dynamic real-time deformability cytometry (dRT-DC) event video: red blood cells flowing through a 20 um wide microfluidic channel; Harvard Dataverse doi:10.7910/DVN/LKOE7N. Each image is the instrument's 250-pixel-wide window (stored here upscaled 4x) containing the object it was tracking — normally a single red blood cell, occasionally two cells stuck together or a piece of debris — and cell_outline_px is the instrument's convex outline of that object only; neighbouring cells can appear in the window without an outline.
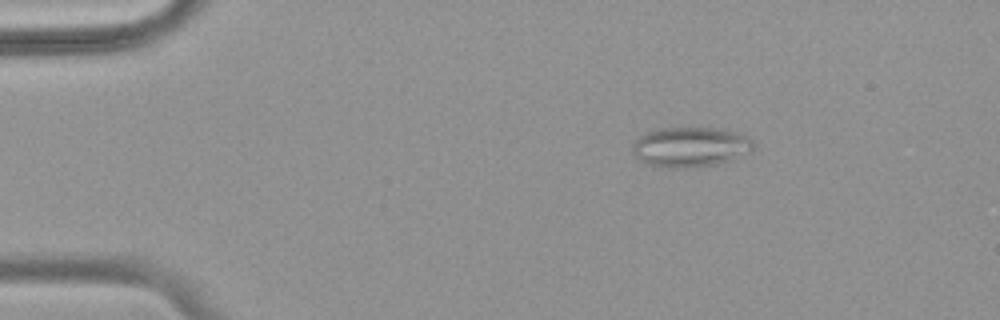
{"species": "common noctule bat (a hibernating species)", "species_latin": "Nyctalus noctula", "temperature_condition": "warm", "stored_images_in_passage": 54, "camera_frame_rate_fps": 3000, "um_per_image_px": 0.085, "animal": {"sex": "female", "body_mass_g": 18.4}, "frame": {"image": 1, "passage_image": 9, "time_ms": 2.667, "image_size_px": [1000, 320], "cell_outline_px": [[756, 144], [748, 152], [728, 160], [716, 164], [684, 168], [660, 168], [648, 164], [640, 160], [632, 152], [632, 144], [640, 136], [648, 132], [660, 128], [724, 128], [748, 136]], "centroid_in_image_um": [58.67, 12.49], "position_along_channel_um": 26.3, "area_um2": 28.15}}
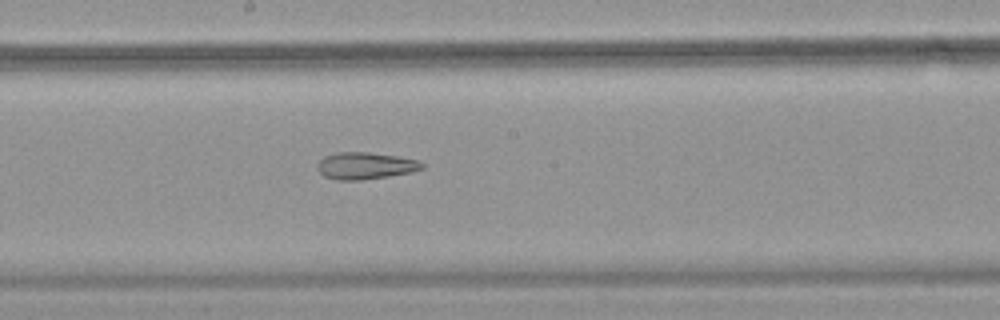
{"frame": {"image": 2, "passage_image": 30, "time_ms": 9.667, "image_size_px": [1000, 320], "cell_outline_px": [[424, 168], [412, 172], [388, 176], [360, 180], [336, 180], [324, 176], [316, 168], [316, 164], [324, 156], [336, 152], [368, 152], [396, 156], [420, 160], [424, 164]], "centroid_in_image_um": [31.04, 14.08], "position_along_channel_um": 217.2, "area_um2": 16.53}}
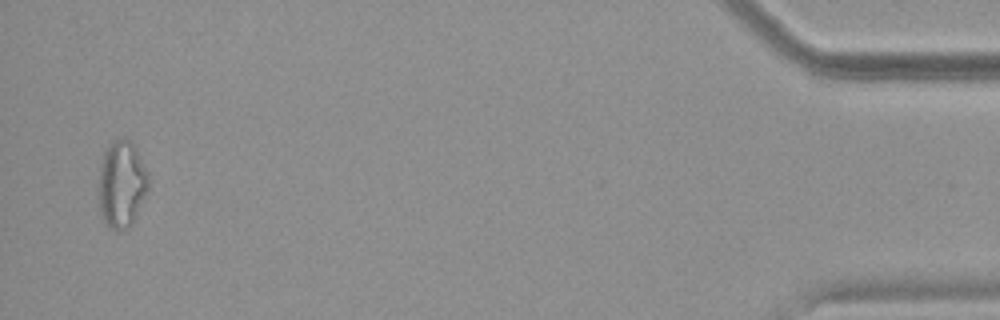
{"frame": {"image": 3, "passage_image": 53, "time_ms": 17.333, "image_size_px": [1000, 320], "cell_outline_px": [[148, 192], [132, 224], [128, 228], [112, 228], [100, 216], [96, 188], [100, 164], [104, 152], [116, 140], [124, 136], [132, 140], [148, 172]], "centroid_in_image_um": [10.32, 15.63], "position_along_channel_um": 424.9, "area_um2": 25.72}, "authors_computed_cell_mechanics": {"area_um2": 22.253, "velocity_mm_per_s": 3.7586, "shape_relaxation_time_tau1_ms": null, "shape_relaxation_time_tau2_ms": 3.5672, "deformation_change_tau1": null, "deformation_change_tau2": 0.1271}}